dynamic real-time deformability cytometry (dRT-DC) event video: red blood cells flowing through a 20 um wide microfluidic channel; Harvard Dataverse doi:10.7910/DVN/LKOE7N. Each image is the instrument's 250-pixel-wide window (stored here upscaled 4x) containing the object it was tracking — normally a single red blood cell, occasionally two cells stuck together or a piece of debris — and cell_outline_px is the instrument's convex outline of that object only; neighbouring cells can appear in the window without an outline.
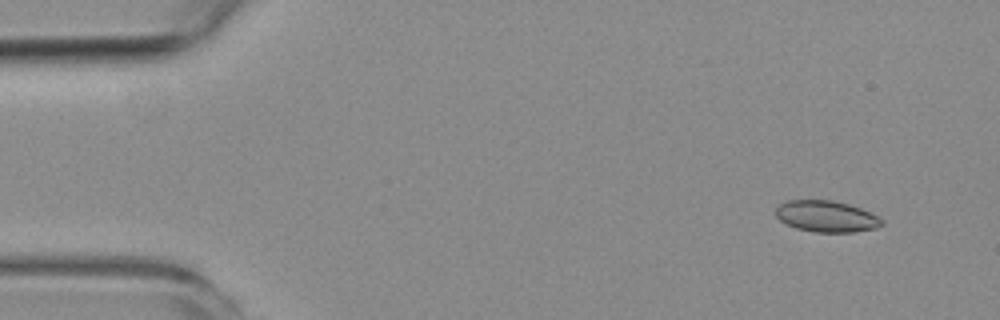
{"species": "common noctule bat (a hibernating species)", "species_latin": "Nyctalus noctula", "temperature_condition": "room temperature", "stored_images_in_passage": 4, "camera_frame_rate_fps": 3000, "um_per_image_px": 0.085, "animal": {"sex": "female", "body_mass_g": 19.3, "forearm_length_mm": 54.1}, "frame": {"image": 1, "passage_image": 1, "time_ms": 0.0, "image_size_px": [1000, 320], "cell_outline_px": [[884, 224], [876, 228], [856, 232], [816, 232], [796, 228], [780, 220], [776, 216], [776, 208], [784, 200], [832, 200], [848, 204], [860, 208], [884, 220]], "centroid_in_image_um": [70.24, 18.39], "position_along_channel_um": 14.8, "area_um2": 19.31}}
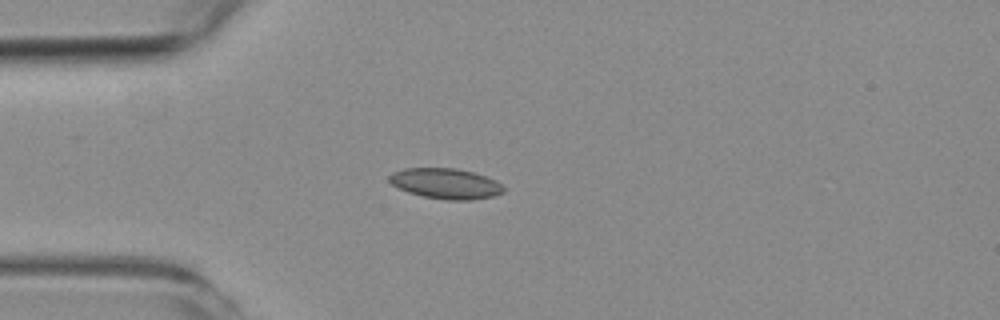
{"frame": {"image": 2, "passage_image": 4, "time_ms": 3.333, "image_size_px": [1000, 320], "cell_outline_px": [[504, 192], [492, 196], [472, 200], [448, 200], [424, 196], [408, 192], [392, 184], [388, 180], [388, 176], [392, 172], [404, 168], [456, 168], [472, 172], [496, 180], [504, 188]], "centroid_in_image_um": [37.87, 15.6], "position_along_channel_um": 47.1, "area_um2": 20.17}}